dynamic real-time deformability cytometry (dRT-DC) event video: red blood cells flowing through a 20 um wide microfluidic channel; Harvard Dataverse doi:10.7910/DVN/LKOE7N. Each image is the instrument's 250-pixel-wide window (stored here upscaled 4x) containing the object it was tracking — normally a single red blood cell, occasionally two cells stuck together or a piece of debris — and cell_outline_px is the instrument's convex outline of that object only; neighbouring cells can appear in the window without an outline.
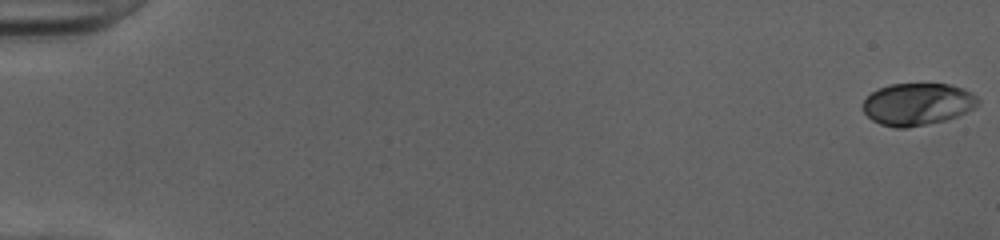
{"species": "human", "species_latin": "Homo sapiens", "temperature_condition": "cold", "stored_images_in_passage": 52, "camera_frame_rate_fps": 3000, "um_per_image_px": 0.085, "donor": {"sex": "female"}, "frame": {"image": 1, "passage_image": 1, "time_ms": 0.0, "image_size_px": [1000, 240], "cell_outline_px": [[980, 100], [972, 108], [956, 116], [944, 120], [908, 128], [896, 128], [880, 124], [872, 120], [864, 112], [864, 100], [872, 92], [880, 88], [892, 84], [948, 84], [964, 88], [972, 92]], "centroid_in_image_um": [77.98, 8.85], "position_along_channel_um": 7.0, "area_um2": 27.98}}
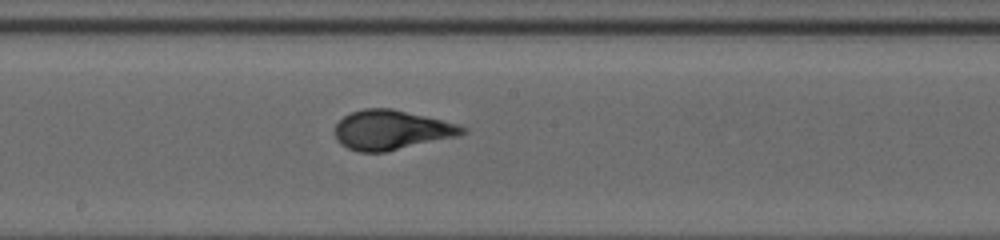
{"frame": {"image": 2, "passage_image": 30, "time_ms": 9.667, "image_size_px": [1000, 240], "cell_outline_px": [[468, 132], [460, 136], [384, 152], [360, 152], [348, 148], [340, 144], [336, 140], [332, 132], [336, 124], [344, 116], [352, 112], [364, 108], [392, 108], [460, 124], [468, 128]], "centroid_in_image_um": [33.29, 11.05], "position_along_channel_um": 214.9, "area_um2": 29.77}}
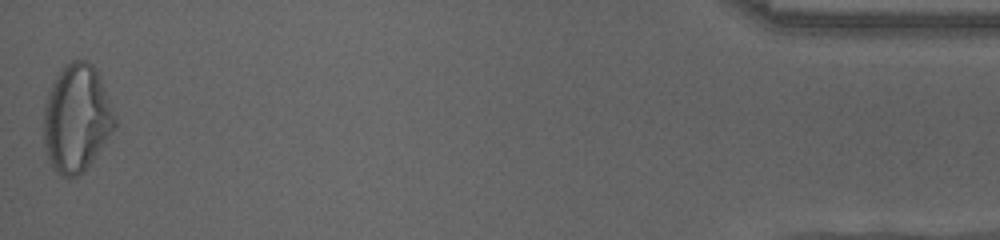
{"frame": {"image": 3, "passage_image": 52, "time_ms": 17.0, "image_size_px": [1000, 240], "cell_outline_px": [[116, 128], [96, 156], [76, 176], [68, 180], [56, 172], [52, 168], [44, 148], [44, 104], [48, 92], [56, 76], [64, 64], [72, 60], [84, 60], [92, 64], [100, 80], [116, 116]], "centroid_in_image_um": [6.49, 10.08], "position_along_channel_um": 428.7, "area_um2": 44.51}, "authors_computed_cell_mechanics": {"area_um2": 28.9289, "velocity_mm_per_s": 4.0479, "shape_relaxation_time_tau1_ms": 5.5494, "shape_relaxation_time_tau2_ms": null, "deformation_change_tau1": 0.237, "deformation_change_tau2": null}}